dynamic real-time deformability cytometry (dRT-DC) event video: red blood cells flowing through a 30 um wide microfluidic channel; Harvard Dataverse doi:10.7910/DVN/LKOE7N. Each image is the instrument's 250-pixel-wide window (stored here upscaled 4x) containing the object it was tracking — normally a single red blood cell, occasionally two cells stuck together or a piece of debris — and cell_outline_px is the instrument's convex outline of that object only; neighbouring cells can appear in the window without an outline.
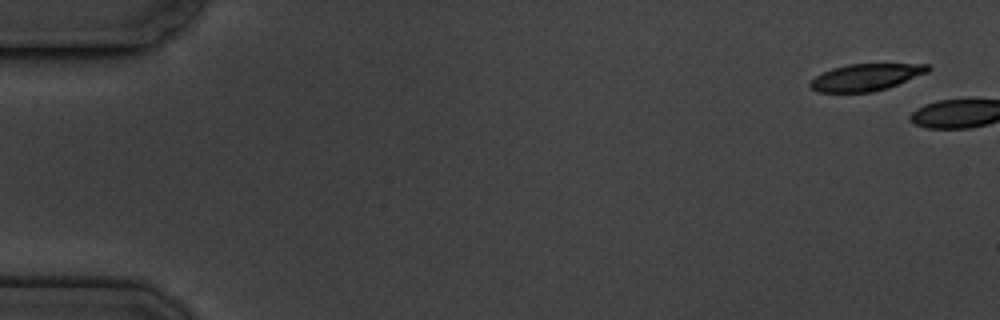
{"species": "common noctule bat (a hibernating species)", "species_latin": "Nyctalus noctula", "temperature_condition": "cold", "stored_images_in_passage": 2, "camera_frame_rate_fps": 3000, "um_per_image_px": 0.085, "animal": {"sex": "male", "body_mass_g": 19.5, "forearm_length_mm": 54.6}, "frame": {"image": 1, "passage_image": 1, "time_ms": 0.0, "image_size_px": [1000, 320], "cell_outline_px": [[932, 68], [928, 72], [888, 88], [872, 92], [820, 92], [812, 88], [808, 84], [816, 76], [832, 68], [848, 64], [928, 64]], "centroid_in_image_um": [73.63, 6.56], "position_along_channel_um": 11.4, "area_um2": 18.32}}